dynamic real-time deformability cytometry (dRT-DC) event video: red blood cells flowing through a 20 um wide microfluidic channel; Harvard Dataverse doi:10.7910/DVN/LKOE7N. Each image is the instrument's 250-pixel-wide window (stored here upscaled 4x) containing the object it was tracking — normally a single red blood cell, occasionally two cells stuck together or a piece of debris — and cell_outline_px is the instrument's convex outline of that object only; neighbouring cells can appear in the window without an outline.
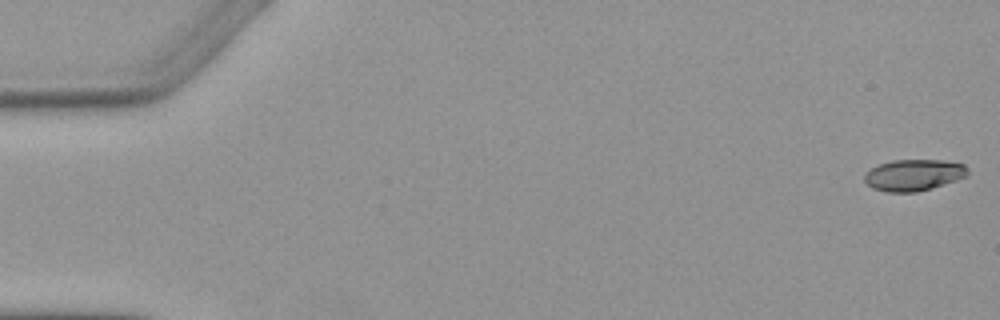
{"species": "Egyptian fruit bat (a non-hibernating species)", "species_latin": "Rousettus aegyptiacus", "temperature_condition": "warm", "stored_images_in_passage": 6, "camera_frame_rate_fps": 3000, "um_per_image_px": 0.085, "animal": {"sex": "female"}, "frame": {"image": 1, "passage_image": 1, "time_ms": 0.0, "image_size_px": [1000, 320], "cell_outline_px": [[968, 172], [964, 176], [956, 180], [932, 188], [916, 192], [888, 192], [872, 188], [864, 180], [864, 176], [872, 168], [880, 164], [892, 160], [944, 160], [964, 164], [968, 168]], "centroid_in_image_um": [77.67, 14.87], "position_along_channel_um": 7.3, "area_um2": 18.73}}
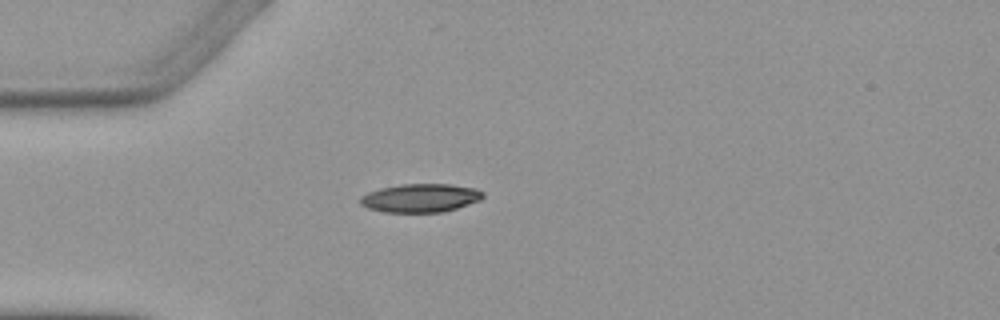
{"frame": {"image": 2, "passage_image": 5, "time_ms": 4.667, "image_size_px": [1000, 320], "cell_outline_px": [[484, 196], [480, 200], [444, 212], [384, 212], [368, 208], [360, 204], [360, 196], [368, 192], [380, 188], [400, 184], [452, 184], [476, 188], [484, 192]], "centroid_in_image_um": [35.74, 16.82], "position_along_channel_um": 49.3, "area_um2": 20.46}}